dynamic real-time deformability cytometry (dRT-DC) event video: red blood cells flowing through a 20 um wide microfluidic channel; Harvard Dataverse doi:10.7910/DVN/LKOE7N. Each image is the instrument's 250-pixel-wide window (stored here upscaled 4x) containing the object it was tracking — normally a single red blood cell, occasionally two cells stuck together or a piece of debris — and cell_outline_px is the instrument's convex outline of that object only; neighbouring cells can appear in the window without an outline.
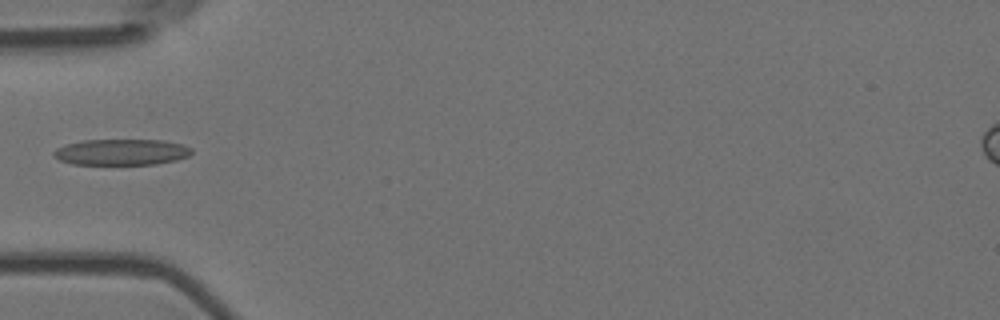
{"species": "Egyptian fruit bat (a non-hibernating species)", "species_latin": "Rousettus aegyptiacus", "temperature_condition": "room temperature", "stored_images_in_passage": 5, "camera_frame_rate_fps": 3000, "um_per_image_px": 0.085, "animal": {"sex": "female"}, "frame": {"image": 1, "passage_image": 5, "time_ms": 1.333, "image_size_px": [1000, 320], "cell_outline_px": [[192, 152], [188, 156], [176, 160], [156, 164], [72, 164], [60, 160], [52, 152], [56, 148], [68, 144], [84, 140], [164, 140], [184, 144], [192, 148]], "centroid_in_image_um": [10.37, 12.92], "position_along_channel_um": 74.6, "area_um2": 20.87}}